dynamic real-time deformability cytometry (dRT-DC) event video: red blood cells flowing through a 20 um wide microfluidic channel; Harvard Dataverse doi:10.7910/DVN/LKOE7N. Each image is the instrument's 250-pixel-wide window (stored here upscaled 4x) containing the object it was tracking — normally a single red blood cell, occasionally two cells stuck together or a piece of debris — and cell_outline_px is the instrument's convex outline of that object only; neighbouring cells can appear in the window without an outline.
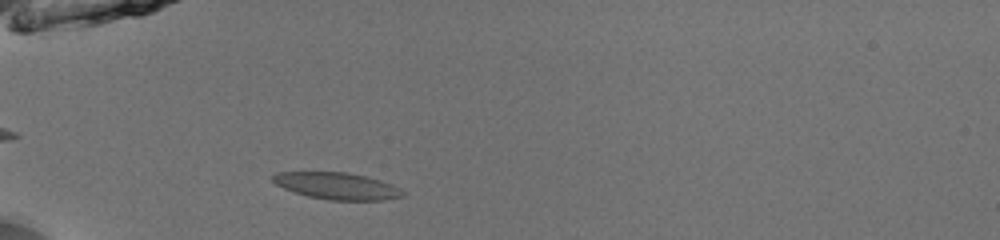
{"species": "common noctule bat (a hibernating species)", "species_latin": "Nyctalus noctula", "temperature_condition": "room temperature", "stored_images_in_passage": 34, "camera_frame_rate_fps": 3000, "um_per_image_px": 0.085, "animal": {"sex": "male", "body_mass_g": 13.0, "forearm_length_mm": 53.1}, "frame": {"image": 1, "passage_image": 5, "time_ms": 1.333, "image_size_px": [1000, 240], "cell_outline_px": [[404, 196], [380, 200], [328, 200], [308, 196], [284, 188], [276, 184], [272, 180], [272, 176], [276, 172], [348, 172], [380, 180], [392, 184], [400, 188], [404, 192]], "centroid_in_image_um": [28.65, 15.8], "position_along_channel_um": 56.4, "area_um2": 20.17}}
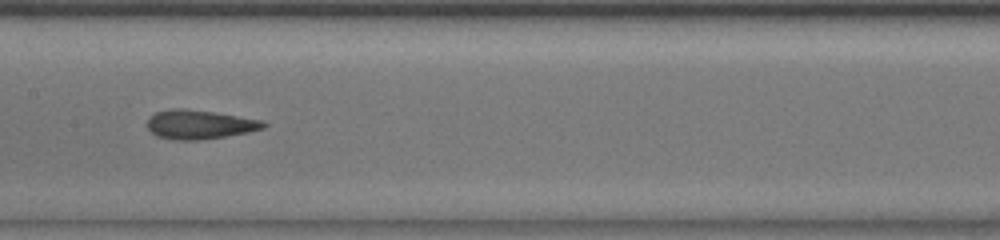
{"frame": {"image": 2, "passage_image": 16, "time_ms": 5.0, "image_size_px": [1000, 240], "cell_outline_px": [[268, 124], [264, 128], [248, 132], [200, 140], [172, 140], [156, 136], [148, 128], [148, 116], [156, 112], [172, 108], [184, 108], [212, 112], [264, 120]], "centroid_in_image_um": [16.95, 10.58], "position_along_channel_um": 190.5, "area_um2": 19.71}}
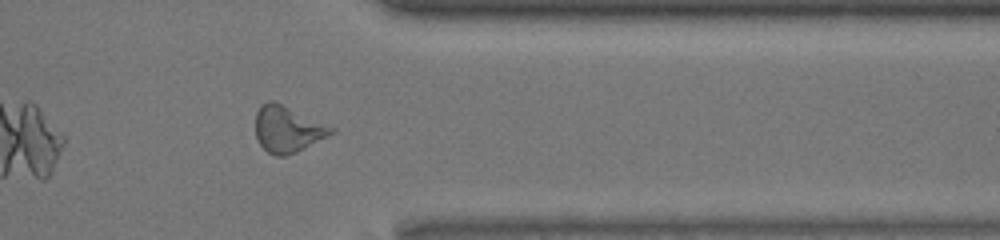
{"frame": {"image": 3, "passage_image": 31, "time_ms": 10.0, "image_size_px": [1000, 240], "cell_outline_px": [[336, 132], [296, 152], [284, 156], [276, 156], [268, 152], [256, 140], [256, 112], [260, 104], [268, 100], [272, 100], [332, 124], [336, 128]], "centroid_in_image_um": [24.49, 10.95], "position_along_channel_um": 386.9, "area_um2": 20.87}, "authors_computed_cell_mechanics": {"area_um2": 19.363, "velocity_mm_per_s": 3.9925, "shape_relaxation_time_tau1_ms": 9.1803, "shape_relaxation_time_tau2_ms": 1.1274, "deformation_change_tau1": 0.219, "deformation_change_tau2": 0.088}}